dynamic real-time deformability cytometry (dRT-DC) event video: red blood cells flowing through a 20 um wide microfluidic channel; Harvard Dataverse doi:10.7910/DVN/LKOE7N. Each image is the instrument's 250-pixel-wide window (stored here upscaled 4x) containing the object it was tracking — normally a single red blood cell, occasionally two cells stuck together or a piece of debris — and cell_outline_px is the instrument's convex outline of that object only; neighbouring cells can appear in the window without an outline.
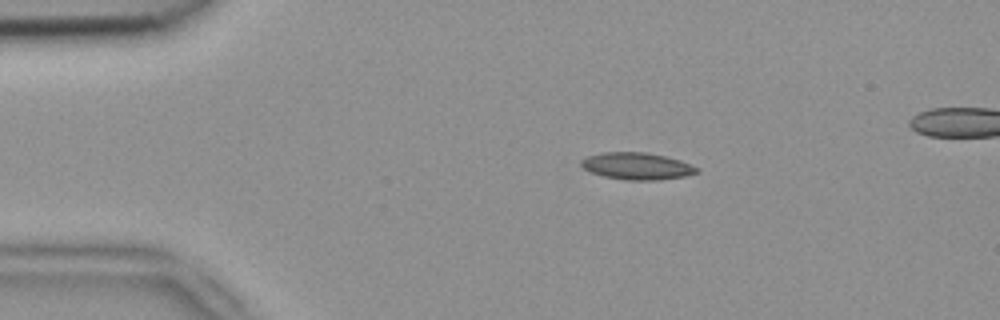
{"species": "common noctule bat (a hibernating species)", "species_latin": "Nyctalus noctula", "temperature_condition": "room temperature", "stored_images_in_passage": 3, "camera_frame_rate_fps": 3000, "um_per_image_px": 0.085, "animal": {"sex": "female", "body_mass_g": 18.4}, "frame": {"image": 1, "passage_image": 1, "time_ms": 0.0, "image_size_px": [1000, 320], "cell_outline_px": [[700, 168], [696, 172], [684, 176], [660, 180], [628, 180], [604, 176], [592, 172], [584, 168], [580, 164], [580, 160], [588, 156], [604, 152], [648, 152], [680, 160]], "centroid_in_image_um": [54.14, 14.11], "position_along_channel_um": 30.9, "area_um2": 18.03}}